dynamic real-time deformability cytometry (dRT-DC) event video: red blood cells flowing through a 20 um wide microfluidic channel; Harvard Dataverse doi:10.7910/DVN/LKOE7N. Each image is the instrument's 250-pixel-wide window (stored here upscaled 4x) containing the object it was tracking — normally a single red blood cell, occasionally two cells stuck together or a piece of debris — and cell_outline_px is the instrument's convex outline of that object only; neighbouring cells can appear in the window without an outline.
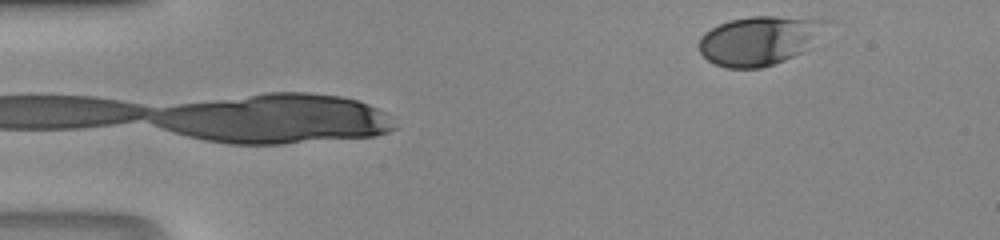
{"species": "human", "species_latin": "Homo sapiens", "temperature_condition": "room temperature", "stored_images_in_passage": 16, "camera_frame_rate_fps": 3000, "um_per_image_px": 0.085, "donor": {"sex": "male"}, "frame": {"image": 1, "passage_image": 16, "time_ms": 5.0, "image_size_px": [1000, 240], "cell_outline_px": [[828, 20], [800, 52], [784, 60], [760, 68], [724, 68], [708, 60], [700, 52], [700, 36], [704, 32], [720, 24], [732, 20], [752, 16], [776, 16]], "centroid_in_image_um": [64.4, 3.45], "position_along_channel_um": 20.6, "area_um2": 34.91}}